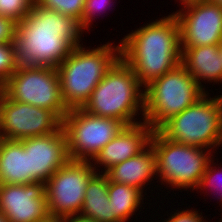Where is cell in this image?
Masks as SVG:
<instances>
[{"label":"cell","instance_id":"cell-1","mask_svg":"<svg viewBox=\"0 0 222 222\" xmlns=\"http://www.w3.org/2000/svg\"><path fill=\"white\" fill-rule=\"evenodd\" d=\"M82 32L75 18L34 4L31 12L16 23V62L19 66L57 68L74 47L81 45Z\"/></svg>","mask_w":222,"mask_h":222},{"label":"cell","instance_id":"cell-2","mask_svg":"<svg viewBox=\"0 0 222 222\" xmlns=\"http://www.w3.org/2000/svg\"><path fill=\"white\" fill-rule=\"evenodd\" d=\"M120 58L145 88L181 63L180 26L172 13L120 41Z\"/></svg>","mask_w":222,"mask_h":222},{"label":"cell","instance_id":"cell-3","mask_svg":"<svg viewBox=\"0 0 222 222\" xmlns=\"http://www.w3.org/2000/svg\"><path fill=\"white\" fill-rule=\"evenodd\" d=\"M120 59V45L112 43L86 50L81 45L57 67L62 99L67 108H82L95 87Z\"/></svg>","mask_w":222,"mask_h":222},{"label":"cell","instance_id":"cell-4","mask_svg":"<svg viewBox=\"0 0 222 222\" xmlns=\"http://www.w3.org/2000/svg\"><path fill=\"white\" fill-rule=\"evenodd\" d=\"M133 70L120 58L95 87L82 109L92 115L113 118L126 126L138 124L144 115V91ZM134 120V121H133Z\"/></svg>","mask_w":222,"mask_h":222},{"label":"cell","instance_id":"cell-5","mask_svg":"<svg viewBox=\"0 0 222 222\" xmlns=\"http://www.w3.org/2000/svg\"><path fill=\"white\" fill-rule=\"evenodd\" d=\"M198 82L180 63L155 79L144 89V115L154 131L173 116L178 115L205 94Z\"/></svg>","mask_w":222,"mask_h":222},{"label":"cell","instance_id":"cell-6","mask_svg":"<svg viewBox=\"0 0 222 222\" xmlns=\"http://www.w3.org/2000/svg\"><path fill=\"white\" fill-rule=\"evenodd\" d=\"M207 96L205 93L165 122L158 131L168 140L180 144L207 150L222 146V95L215 98Z\"/></svg>","mask_w":222,"mask_h":222},{"label":"cell","instance_id":"cell-7","mask_svg":"<svg viewBox=\"0 0 222 222\" xmlns=\"http://www.w3.org/2000/svg\"><path fill=\"white\" fill-rule=\"evenodd\" d=\"M150 145L156 155L157 178L173 188L197 189L212 159L211 151L168 140L158 130L153 131Z\"/></svg>","mask_w":222,"mask_h":222},{"label":"cell","instance_id":"cell-8","mask_svg":"<svg viewBox=\"0 0 222 222\" xmlns=\"http://www.w3.org/2000/svg\"><path fill=\"white\" fill-rule=\"evenodd\" d=\"M3 92L11 100L51 110L62 120L69 111L54 67L20 65L3 84Z\"/></svg>","mask_w":222,"mask_h":222},{"label":"cell","instance_id":"cell-9","mask_svg":"<svg viewBox=\"0 0 222 222\" xmlns=\"http://www.w3.org/2000/svg\"><path fill=\"white\" fill-rule=\"evenodd\" d=\"M125 126L118 119L92 115L82 108L70 109L63 118L70 160H93Z\"/></svg>","mask_w":222,"mask_h":222},{"label":"cell","instance_id":"cell-10","mask_svg":"<svg viewBox=\"0 0 222 222\" xmlns=\"http://www.w3.org/2000/svg\"><path fill=\"white\" fill-rule=\"evenodd\" d=\"M91 161L69 160L45 183L50 216L64 217L81 212L90 178L97 172Z\"/></svg>","mask_w":222,"mask_h":222},{"label":"cell","instance_id":"cell-11","mask_svg":"<svg viewBox=\"0 0 222 222\" xmlns=\"http://www.w3.org/2000/svg\"><path fill=\"white\" fill-rule=\"evenodd\" d=\"M63 120L53 111L0 97V138L23 140L55 133Z\"/></svg>","mask_w":222,"mask_h":222},{"label":"cell","instance_id":"cell-12","mask_svg":"<svg viewBox=\"0 0 222 222\" xmlns=\"http://www.w3.org/2000/svg\"><path fill=\"white\" fill-rule=\"evenodd\" d=\"M173 14L180 26L181 48L214 45L222 40L220 4L209 0L202 1L179 9Z\"/></svg>","mask_w":222,"mask_h":222},{"label":"cell","instance_id":"cell-13","mask_svg":"<svg viewBox=\"0 0 222 222\" xmlns=\"http://www.w3.org/2000/svg\"><path fill=\"white\" fill-rule=\"evenodd\" d=\"M22 145L28 152L30 184H45L70 160L63 127L52 134L23 139Z\"/></svg>","mask_w":222,"mask_h":222},{"label":"cell","instance_id":"cell-14","mask_svg":"<svg viewBox=\"0 0 222 222\" xmlns=\"http://www.w3.org/2000/svg\"><path fill=\"white\" fill-rule=\"evenodd\" d=\"M0 211L9 222H40L50 213L44 183L0 184Z\"/></svg>","mask_w":222,"mask_h":222},{"label":"cell","instance_id":"cell-15","mask_svg":"<svg viewBox=\"0 0 222 222\" xmlns=\"http://www.w3.org/2000/svg\"><path fill=\"white\" fill-rule=\"evenodd\" d=\"M153 131L146 122L125 126L101 149L92 162L103 165L105 173L112 166L144 151L150 145Z\"/></svg>","mask_w":222,"mask_h":222},{"label":"cell","instance_id":"cell-16","mask_svg":"<svg viewBox=\"0 0 222 222\" xmlns=\"http://www.w3.org/2000/svg\"><path fill=\"white\" fill-rule=\"evenodd\" d=\"M181 64L202 88L200 80L222 82V56L218 44L181 48Z\"/></svg>","mask_w":222,"mask_h":222},{"label":"cell","instance_id":"cell-17","mask_svg":"<svg viewBox=\"0 0 222 222\" xmlns=\"http://www.w3.org/2000/svg\"><path fill=\"white\" fill-rule=\"evenodd\" d=\"M105 174L111 182L131 185L143 192L146 183L157 176L154 149L149 145L139 155L112 166Z\"/></svg>","mask_w":222,"mask_h":222},{"label":"cell","instance_id":"cell-18","mask_svg":"<svg viewBox=\"0 0 222 222\" xmlns=\"http://www.w3.org/2000/svg\"><path fill=\"white\" fill-rule=\"evenodd\" d=\"M0 184H30L28 152L22 140L0 138Z\"/></svg>","mask_w":222,"mask_h":222},{"label":"cell","instance_id":"cell-19","mask_svg":"<svg viewBox=\"0 0 222 222\" xmlns=\"http://www.w3.org/2000/svg\"><path fill=\"white\" fill-rule=\"evenodd\" d=\"M81 214L91 217L97 222H121L112 213L108 196V177L102 171L96 172L89 180Z\"/></svg>","mask_w":222,"mask_h":222},{"label":"cell","instance_id":"cell-20","mask_svg":"<svg viewBox=\"0 0 222 222\" xmlns=\"http://www.w3.org/2000/svg\"><path fill=\"white\" fill-rule=\"evenodd\" d=\"M143 192L131 185L119 184L108 180V196L112 213L121 221H128L141 205Z\"/></svg>","mask_w":222,"mask_h":222},{"label":"cell","instance_id":"cell-21","mask_svg":"<svg viewBox=\"0 0 222 222\" xmlns=\"http://www.w3.org/2000/svg\"><path fill=\"white\" fill-rule=\"evenodd\" d=\"M85 0H35L39 7L54 10L81 21Z\"/></svg>","mask_w":222,"mask_h":222},{"label":"cell","instance_id":"cell-22","mask_svg":"<svg viewBox=\"0 0 222 222\" xmlns=\"http://www.w3.org/2000/svg\"><path fill=\"white\" fill-rule=\"evenodd\" d=\"M35 0H0V16L20 22L31 12Z\"/></svg>","mask_w":222,"mask_h":222},{"label":"cell","instance_id":"cell-23","mask_svg":"<svg viewBox=\"0 0 222 222\" xmlns=\"http://www.w3.org/2000/svg\"><path fill=\"white\" fill-rule=\"evenodd\" d=\"M18 66L13 42L0 43V82L4 84Z\"/></svg>","mask_w":222,"mask_h":222},{"label":"cell","instance_id":"cell-24","mask_svg":"<svg viewBox=\"0 0 222 222\" xmlns=\"http://www.w3.org/2000/svg\"><path fill=\"white\" fill-rule=\"evenodd\" d=\"M110 0H85L82 19L79 22L80 28L84 31L87 30L95 17L96 12L99 13L109 5ZM108 8V7H107ZM103 9V10H104Z\"/></svg>","mask_w":222,"mask_h":222},{"label":"cell","instance_id":"cell-25","mask_svg":"<svg viewBox=\"0 0 222 222\" xmlns=\"http://www.w3.org/2000/svg\"><path fill=\"white\" fill-rule=\"evenodd\" d=\"M213 161L214 160H210V162L208 163V165H207V168H206V170H205V173L203 174V176H202V178H201V180H200V182H199V185H198V187H197V189H207L208 187L211 189H213L214 191H215V189H216V191H221L222 192V177L220 176V174L222 173H220L219 172V170H218V172L216 171V167H212L211 165H212V163H213ZM212 162V163H211ZM211 164V165H210ZM217 173V174H216ZM220 173V174H219ZM217 177H219L218 179H217ZM217 180H219V181H217ZM216 182V183H215ZM221 186V187H220ZM215 191V192H216ZM219 191V193H221ZM217 194H218V192H217ZM219 195H221L220 197H218V200L219 199H221V205H222V193L221 194H219Z\"/></svg>","mask_w":222,"mask_h":222},{"label":"cell","instance_id":"cell-26","mask_svg":"<svg viewBox=\"0 0 222 222\" xmlns=\"http://www.w3.org/2000/svg\"><path fill=\"white\" fill-rule=\"evenodd\" d=\"M16 23L7 17L0 16V43L13 42Z\"/></svg>","mask_w":222,"mask_h":222},{"label":"cell","instance_id":"cell-27","mask_svg":"<svg viewBox=\"0 0 222 222\" xmlns=\"http://www.w3.org/2000/svg\"><path fill=\"white\" fill-rule=\"evenodd\" d=\"M203 216L198 214V211H192V210H180V212H176L172 214L168 219H166V222H205L203 219ZM164 221V222H165Z\"/></svg>","mask_w":222,"mask_h":222},{"label":"cell","instance_id":"cell-28","mask_svg":"<svg viewBox=\"0 0 222 222\" xmlns=\"http://www.w3.org/2000/svg\"><path fill=\"white\" fill-rule=\"evenodd\" d=\"M63 222H97L91 217L85 216L81 213L67 215L62 217Z\"/></svg>","mask_w":222,"mask_h":222},{"label":"cell","instance_id":"cell-29","mask_svg":"<svg viewBox=\"0 0 222 222\" xmlns=\"http://www.w3.org/2000/svg\"><path fill=\"white\" fill-rule=\"evenodd\" d=\"M202 1H207V0H180L181 5L183 4V8L192 4H197Z\"/></svg>","mask_w":222,"mask_h":222},{"label":"cell","instance_id":"cell-30","mask_svg":"<svg viewBox=\"0 0 222 222\" xmlns=\"http://www.w3.org/2000/svg\"><path fill=\"white\" fill-rule=\"evenodd\" d=\"M40 222H63V220L62 217L49 216L46 220H42Z\"/></svg>","mask_w":222,"mask_h":222},{"label":"cell","instance_id":"cell-31","mask_svg":"<svg viewBox=\"0 0 222 222\" xmlns=\"http://www.w3.org/2000/svg\"><path fill=\"white\" fill-rule=\"evenodd\" d=\"M0 222H9L6 215L2 211H0Z\"/></svg>","mask_w":222,"mask_h":222},{"label":"cell","instance_id":"cell-32","mask_svg":"<svg viewBox=\"0 0 222 222\" xmlns=\"http://www.w3.org/2000/svg\"><path fill=\"white\" fill-rule=\"evenodd\" d=\"M209 1H211L213 3H218L222 6V0H209Z\"/></svg>","mask_w":222,"mask_h":222},{"label":"cell","instance_id":"cell-33","mask_svg":"<svg viewBox=\"0 0 222 222\" xmlns=\"http://www.w3.org/2000/svg\"><path fill=\"white\" fill-rule=\"evenodd\" d=\"M218 47H219L220 54H221V56H222V40H221L220 43L218 44Z\"/></svg>","mask_w":222,"mask_h":222},{"label":"cell","instance_id":"cell-34","mask_svg":"<svg viewBox=\"0 0 222 222\" xmlns=\"http://www.w3.org/2000/svg\"><path fill=\"white\" fill-rule=\"evenodd\" d=\"M2 92H3V84L0 82V97L2 95Z\"/></svg>","mask_w":222,"mask_h":222}]
</instances>
